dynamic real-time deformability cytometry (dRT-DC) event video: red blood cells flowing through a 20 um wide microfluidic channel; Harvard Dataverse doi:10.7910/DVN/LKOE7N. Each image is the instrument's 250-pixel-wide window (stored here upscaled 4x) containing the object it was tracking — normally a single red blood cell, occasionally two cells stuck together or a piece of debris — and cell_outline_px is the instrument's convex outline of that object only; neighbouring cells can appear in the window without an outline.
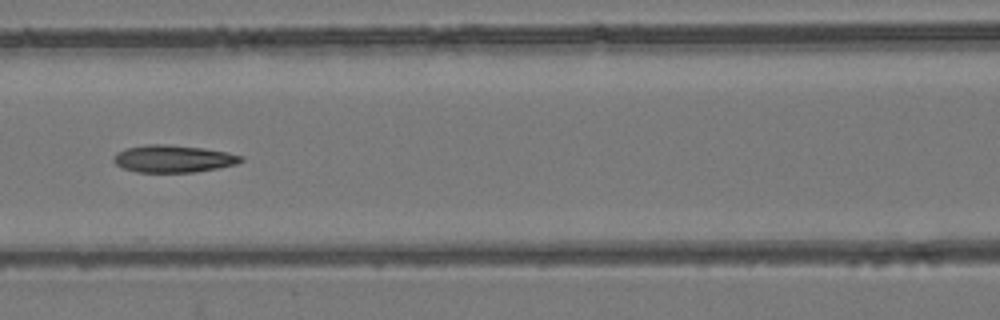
{"species": "common noctule bat (a hibernating species)", "species_latin": "Nyctalus noctula", "temperature_condition": "room temperature", "stored_images_in_passage": 7, "camera_frame_rate_fps": 3000, "um_per_image_px": 0.085, "animal": {"sex": "female", "body_mass_g": 24.6, "forearm_length_mm": 56.2}, "frame": {"image": 1, "passage_image": 7, "time_ms": 7.0, "image_size_px": [1000, 320], "cell_outline_px": [[244, 160], [236, 164], [216, 168], [192, 172], [136, 172], [124, 168], [116, 164], [112, 160], [112, 156], [116, 152], [124, 148], [148, 144], [168, 144], [204, 148], [228, 152], [244, 156]], "centroid_in_image_um": [14.7, 13.48], "position_along_channel_um": 151.9, "area_um2": 20.4}}